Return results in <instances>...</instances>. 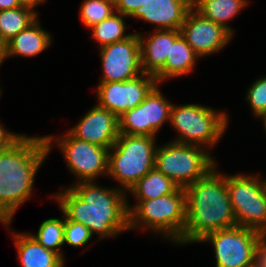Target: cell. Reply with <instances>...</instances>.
Masks as SVG:
<instances>
[{"mask_svg":"<svg viewBox=\"0 0 266 267\" xmlns=\"http://www.w3.org/2000/svg\"><path fill=\"white\" fill-rule=\"evenodd\" d=\"M53 198L68 220L85 225L100 240L129 231L127 194L119 185L112 189L95 181H82L59 191Z\"/></svg>","mask_w":266,"mask_h":267,"instance_id":"6da1fadb","label":"cell"},{"mask_svg":"<svg viewBox=\"0 0 266 267\" xmlns=\"http://www.w3.org/2000/svg\"><path fill=\"white\" fill-rule=\"evenodd\" d=\"M48 154L44 136L25 134L0 150V223L8 231L16 210L32 196L36 173Z\"/></svg>","mask_w":266,"mask_h":267,"instance_id":"7a4b0ae2","label":"cell"},{"mask_svg":"<svg viewBox=\"0 0 266 267\" xmlns=\"http://www.w3.org/2000/svg\"><path fill=\"white\" fill-rule=\"evenodd\" d=\"M184 189L186 225L183 245L199 243L211 232L237 226L226 186V174L219 173L216 166Z\"/></svg>","mask_w":266,"mask_h":267,"instance_id":"3957f363","label":"cell"},{"mask_svg":"<svg viewBox=\"0 0 266 267\" xmlns=\"http://www.w3.org/2000/svg\"><path fill=\"white\" fill-rule=\"evenodd\" d=\"M138 201V202H137ZM128 204L129 230H151L164 239L183 246L186 225V192L178 187L173 193L149 200H136Z\"/></svg>","mask_w":266,"mask_h":267,"instance_id":"277c9868","label":"cell"},{"mask_svg":"<svg viewBox=\"0 0 266 267\" xmlns=\"http://www.w3.org/2000/svg\"><path fill=\"white\" fill-rule=\"evenodd\" d=\"M156 137L120 133L109 149L108 174L125 193L155 168Z\"/></svg>","mask_w":266,"mask_h":267,"instance_id":"5b68a950","label":"cell"},{"mask_svg":"<svg viewBox=\"0 0 266 267\" xmlns=\"http://www.w3.org/2000/svg\"><path fill=\"white\" fill-rule=\"evenodd\" d=\"M228 114L200 104L172 105L169 123L177 131L173 142L214 147L229 124Z\"/></svg>","mask_w":266,"mask_h":267,"instance_id":"8992f818","label":"cell"},{"mask_svg":"<svg viewBox=\"0 0 266 267\" xmlns=\"http://www.w3.org/2000/svg\"><path fill=\"white\" fill-rule=\"evenodd\" d=\"M207 150L198 145L173 141L157 145L155 168L179 187L185 188L216 166V160Z\"/></svg>","mask_w":266,"mask_h":267,"instance_id":"52a82bcc","label":"cell"},{"mask_svg":"<svg viewBox=\"0 0 266 267\" xmlns=\"http://www.w3.org/2000/svg\"><path fill=\"white\" fill-rule=\"evenodd\" d=\"M265 240L258 231L237 225L211 232L199 243L212 244L216 267H260Z\"/></svg>","mask_w":266,"mask_h":267,"instance_id":"ba28073f","label":"cell"},{"mask_svg":"<svg viewBox=\"0 0 266 267\" xmlns=\"http://www.w3.org/2000/svg\"><path fill=\"white\" fill-rule=\"evenodd\" d=\"M247 174H226V186L238 226L266 237V179Z\"/></svg>","mask_w":266,"mask_h":267,"instance_id":"9c48e42d","label":"cell"},{"mask_svg":"<svg viewBox=\"0 0 266 267\" xmlns=\"http://www.w3.org/2000/svg\"><path fill=\"white\" fill-rule=\"evenodd\" d=\"M44 138L48 152H51L54 144L56 147L58 145L67 167L77 177L74 183L95 181L98 176L108 174L109 148L77 139L69 131L61 136L45 135Z\"/></svg>","mask_w":266,"mask_h":267,"instance_id":"30bf717a","label":"cell"},{"mask_svg":"<svg viewBox=\"0 0 266 267\" xmlns=\"http://www.w3.org/2000/svg\"><path fill=\"white\" fill-rule=\"evenodd\" d=\"M158 85L138 106L119 116V133L156 137L163 124L170 121L173 104Z\"/></svg>","mask_w":266,"mask_h":267,"instance_id":"8fae6325","label":"cell"},{"mask_svg":"<svg viewBox=\"0 0 266 267\" xmlns=\"http://www.w3.org/2000/svg\"><path fill=\"white\" fill-rule=\"evenodd\" d=\"M99 50L103 70L99 82L128 81L143 74L138 33Z\"/></svg>","mask_w":266,"mask_h":267,"instance_id":"7c38bea8","label":"cell"},{"mask_svg":"<svg viewBox=\"0 0 266 267\" xmlns=\"http://www.w3.org/2000/svg\"><path fill=\"white\" fill-rule=\"evenodd\" d=\"M157 84L156 77L146 73L128 81L99 82L97 105L119 117L138 106Z\"/></svg>","mask_w":266,"mask_h":267,"instance_id":"4fadbf2b","label":"cell"},{"mask_svg":"<svg viewBox=\"0 0 266 267\" xmlns=\"http://www.w3.org/2000/svg\"><path fill=\"white\" fill-rule=\"evenodd\" d=\"M180 34L201 58L224 49L234 37L222 25L201 16L193 8L188 11Z\"/></svg>","mask_w":266,"mask_h":267,"instance_id":"5bb4252c","label":"cell"},{"mask_svg":"<svg viewBox=\"0 0 266 267\" xmlns=\"http://www.w3.org/2000/svg\"><path fill=\"white\" fill-rule=\"evenodd\" d=\"M68 131L77 139L110 149L120 134L119 117L96 104Z\"/></svg>","mask_w":266,"mask_h":267,"instance_id":"9a60e30c","label":"cell"},{"mask_svg":"<svg viewBox=\"0 0 266 267\" xmlns=\"http://www.w3.org/2000/svg\"><path fill=\"white\" fill-rule=\"evenodd\" d=\"M192 0H148L130 18L155 24V30H180Z\"/></svg>","mask_w":266,"mask_h":267,"instance_id":"2e32d148","label":"cell"},{"mask_svg":"<svg viewBox=\"0 0 266 267\" xmlns=\"http://www.w3.org/2000/svg\"><path fill=\"white\" fill-rule=\"evenodd\" d=\"M137 33L142 71L155 76L164 67L167 56H170L171 45L181 35L180 30H154L147 35V39L142 33Z\"/></svg>","mask_w":266,"mask_h":267,"instance_id":"e0dca14e","label":"cell"},{"mask_svg":"<svg viewBox=\"0 0 266 267\" xmlns=\"http://www.w3.org/2000/svg\"><path fill=\"white\" fill-rule=\"evenodd\" d=\"M38 18L3 46V62L11 56L34 57L52 45V35L45 31Z\"/></svg>","mask_w":266,"mask_h":267,"instance_id":"ac0fdd59","label":"cell"},{"mask_svg":"<svg viewBox=\"0 0 266 267\" xmlns=\"http://www.w3.org/2000/svg\"><path fill=\"white\" fill-rule=\"evenodd\" d=\"M17 258L22 267H64L65 260L44 248L29 232H13Z\"/></svg>","mask_w":266,"mask_h":267,"instance_id":"d6986e66","label":"cell"},{"mask_svg":"<svg viewBox=\"0 0 266 267\" xmlns=\"http://www.w3.org/2000/svg\"><path fill=\"white\" fill-rule=\"evenodd\" d=\"M198 58L200 57L180 35L171 45L170 56H167L164 67L155 75L158 84L165 79L189 75L194 70Z\"/></svg>","mask_w":266,"mask_h":267,"instance_id":"ffe728a7","label":"cell"},{"mask_svg":"<svg viewBox=\"0 0 266 267\" xmlns=\"http://www.w3.org/2000/svg\"><path fill=\"white\" fill-rule=\"evenodd\" d=\"M249 0H192V8L201 16L222 25L234 36L227 22L234 19L249 3Z\"/></svg>","mask_w":266,"mask_h":267,"instance_id":"44dd1931","label":"cell"},{"mask_svg":"<svg viewBox=\"0 0 266 267\" xmlns=\"http://www.w3.org/2000/svg\"><path fill=\"white\" fill-rule=\"evenodd\" d=\"M179 186L156 168L136 182L126 194L136 200H149L173 193Z\"/></svg>","mask_w":266,"mask_h":267,"instance_id":"7402d4cb","label":"cell"},{"mask_svg":"<svg viewBox=\"0 0 266 267\" xmlns=\"http://www.w3.org/2000/svg\"><path fill=\"white\" fill-rule=\"evenodd\" d=\"M38 14L22 6L0 11V43L4 46L15 35L32 24L38 18Z\"/></svg>","mask_w":266,"mask_h":267,"instance_id":"603a6c76","label":"cell"},{"mask_svg":"<svg viewBox=\"0 0 266 267\" xmlns=\"http://www.w3.org/2000/svg\"><path fill=\"white\" fill-rule=\"evenodd\" d=\"M124 17L127 16L115 12L105 20L89 28V30H92V39L99 44V48L125 40L133 34H125L127 26Z\"/></svg>","mask_w":266,"mask_h":267,"instance_id":"cb8c5ba5","label":"cell"},{"mask_svg":"<svg viewBox=\"0 0 266 267\" xmlns=\"http://www.w3.org/2000/svg\"><path fill=\"white\" fill-rule=\"evenodd\" d=\"M62 218H48L44 220L40 224L37 234L30 233V235L44 248L54 251L64 259V254H62L61 250L62 245H64V214Z\"/></svg>","mask_w":266,"mask_h":267,"instance_id":"d4e9b609","label":"cell"},{"mask_svg":"<svg viewBox=\"0 0 266 267\" xmlns=\"http://www.w3.org/2000/svg\"><path fill=\"white\" fill-rule=\"evenodd\" d=\"M115 12L114 0H84L79 16L82 24L89 29Z\"/></svg>","mask_w":266,"mask_h":267,"instance_id":"484cf974","label":"cell"},{"mask_svg":"<svg viewBox=\"0 0 266 267\" xmlns=\"http://www.w3.org/2000/svg\"><path fill=\"white\" fill-rule=\"evenodd\" d=\"M246 94L253 115L260 118L266 112V76L253 82Z\"/></svg>","mask_w":266,"mask_h":267,"instance_id":"4316f807","label":"cell"},{"mask_svg":"<svg viewBox=\"0 0 266 267\" xmlns=\"http://www.w3.org/2000/svg\"><path fill=\"white\" fill-rule=\"evenodd\" d=\"M92 234L85 225L72 222L65 217L64 225V243L75 248L85 246L92 240Z\"/></svg>","mask_w":266,"mask_h":267,"instance_id":"83f0119b","label":"cell"},{"mask_svg":"<svg viewBox=\"0 0 266 267\" xmlns=\"http://www.w3.org/2000/svg\"><path fill=\"white\" fill-rule=\"evenodd\" d=\"M148 0H114L115 11L130 17L138 8L144 6Z\"/></svg>","mask_w":266,"mask_h":267,"instance_id":"f1b7e54d","label":"cell"},{"mask_svg":"<svg viewBox=\"0 0 266 267\" xmlns=\"http://www.w3.org/2000/svg\"><path fill=\"white\" fill-rule=\"evenodd\" d=\"M22 134L13 133L5 129V126L0 122V150L9 148L16 142Z\"/></svg>","mask_w":266,"mask_h":267,"instance_id":"f546056e","label":"cell"},{"mask_svg":"<svg viewBox=\"0 0 266 267\" xmlns=\"http://www.w3.org/2000/svg\"><path fill=\"white\" fill-rule=\"evenodd\" d=\"M18 2L20 6L27 7L36 12L35 7H37L38 4L40 5L47 2V0H18Z\"/></svg>","mask_w":266,"mask_h":267,"instance_id":"4dcf8cb0","label":"cell"},{"mask_svg":"<svg viewBox=\"0 0 266 267\" xmlns=\"http://www.w3.org/2000/svg\"><path fill=\"white\" fill-rule=\"evenodd\" d=\"M20 7L18 0H0V11Z\"/></svg>","mask_w":266,"mask_h":267,"instance_id":"1f68e13d","label":"cell"},{"mask_svg":"<svg viewBox=\"0 0 266 267\" xmlns=\"http://www.w3.org/2000/svg\"><path fill=\"white\" fill-rule=\"evenodd\" d=\"M260 267H266V240L262 248L260 257Z\"/></svg>","mask_w":266,"mask_h":267,"instance_id":"d6a6232c","label":"cell"},{"mask_svg":"<svg viewBox=\"0 0 266 267\" xmlns=\"http://www.w3.org/2000/svg\"><path fill=\"white\" fill-rule=\"evenodd\" d=\"M3 63V45L0 43V66Z\"/></svg>","mask_w":266,"mask_h":267,"instance_id":"836d02e7","label":"cell"},{"mask_svg":"<svg viewBox=\"0 0 266 267\" xmlns=\"http://www.w3.org/2000/svg\"><path fill=\"white\" fill-rule=\"evenodd\" d=\"M259 119H262L263 121V125H264V130H265V134H266V114H263Z\"/></svg>","mask_w":266,"mask_h":267,"instance_id":"e575fe53","label":"cell"}]
</instances>
